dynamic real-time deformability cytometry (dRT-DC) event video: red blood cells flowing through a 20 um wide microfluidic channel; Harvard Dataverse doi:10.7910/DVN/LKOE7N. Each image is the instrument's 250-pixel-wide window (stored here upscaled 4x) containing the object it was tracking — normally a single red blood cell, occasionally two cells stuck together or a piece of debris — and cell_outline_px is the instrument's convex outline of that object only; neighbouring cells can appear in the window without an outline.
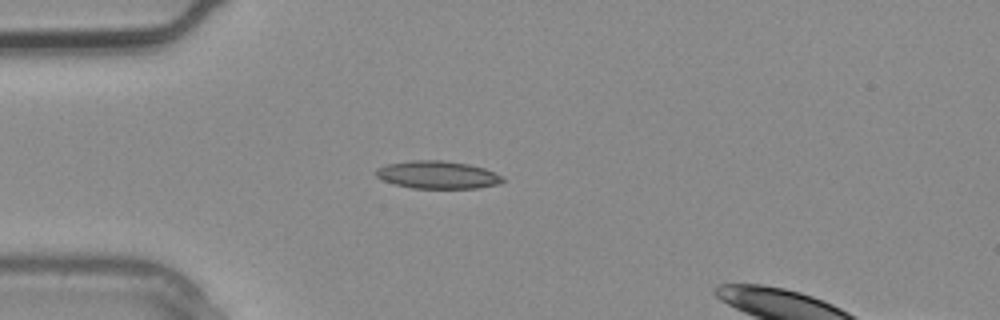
{"species": "common noctule bat (a hibernating species)", "species_latin": "Nyctalus noctula", "temperature_condition": "warm", "stored_images_in_passage": 3, "segment_of_instrument_passage": [1, 2], "camera_frame_rate_fps": 3000, "um_per_image_px": 0.085, "animal": {"sex": "male", "body_mass_g": 20.4}, "frame": {"image": 1, "passage_image": 2, "time_ms": 0.333, "image_size_px": [1000, 320], "cell_outline_px": [[504, 180], [500, 184], [480, 188], [412, 188], [396, 184], [384, 180], [376, 176], [376, 168], [388, 164], [412, 160], [444, 160], [468, 164], [484, 168], [504, 176]], "centroid_in_image_um": [37.24, 14.86], "position_along_channel_um": 47.8, "area_um2": 20.46}}